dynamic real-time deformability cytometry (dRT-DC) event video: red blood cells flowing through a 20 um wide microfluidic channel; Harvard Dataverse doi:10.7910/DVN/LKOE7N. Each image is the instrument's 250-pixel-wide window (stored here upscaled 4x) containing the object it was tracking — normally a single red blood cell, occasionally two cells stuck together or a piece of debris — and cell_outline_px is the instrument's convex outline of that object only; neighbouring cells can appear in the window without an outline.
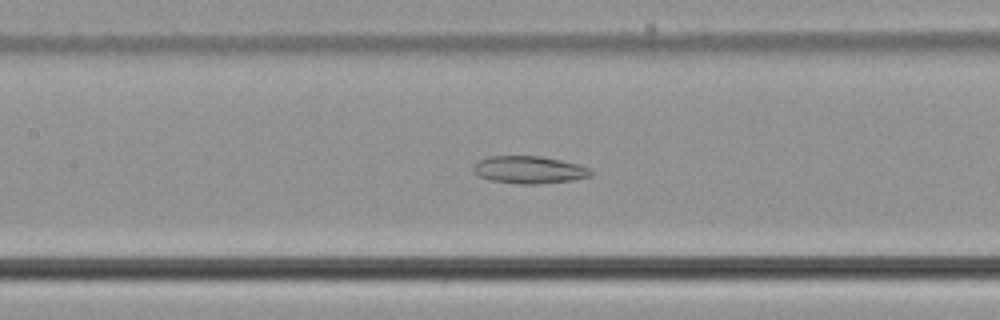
{"species": "common noctule bat (a hibernating species)", "species_latin": "Nyctalus noctula", "temperature_condition": "cold", "stored_images_in_passage": 52, "camera_frame_rate_fps": 3000, "um_per_image_px": 0.085, "animal": {"sex": "male", "body_mass_g": 21.5, "forearm_length_mm": 52.0}, "frame": {"image": 1, "passage_image": 23, "time_ms": 7.333, "image_size_px": [1000, 320], "cell_outline_px": [[592, 176], [572, 180], [536, 184], [516, 184], [488, 180], [480, 176], [472, 168], [480, 160], [488, 156], [540, 156], [580, 164], [588, 168], [592, 172]], "centroid_in_image_um": [44.99, 14.43], "position_along_channel_um": 162.4, "area_um2": 18.73}}
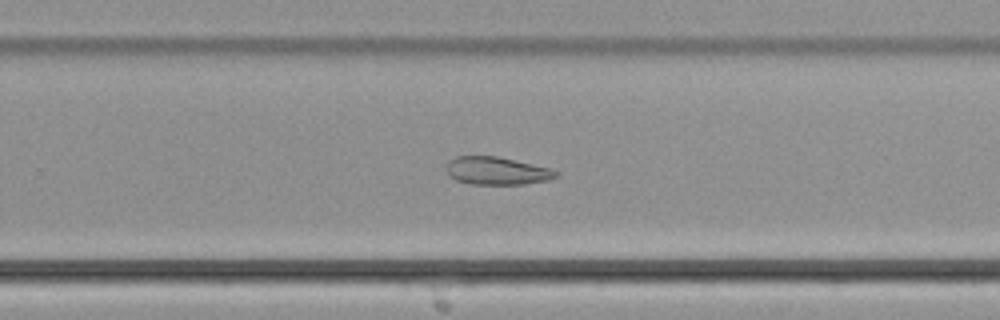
{"frame": {"image": 2, "passage_image": 33, "time_ms": 10.667, "image_size_px": [1000, 320], "cell_outline_px": [[560, 176], [548, 180], [524, 184], [468, 184], [456, 180], [448, 176], [448, 164], [456, 156], [496, 156], [532, 164], [548, 168], [560, 172]], "centroid_in_image_um": [42.26, 14.53], "position_along_channel_um": 287.5, "area_um2": 17.63}}
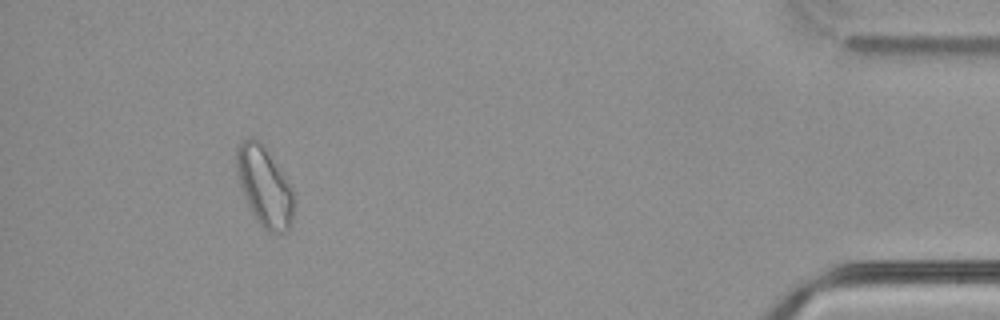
{"frame": {"image": 3, "passage_image": 48, "time_ms": 15.667, "image_size_px": [1000, 320], "cell_outline_px": [[292, 220], [288, 232], [268, 232], [256, 220], [244, 196], [236, 172], [236, 148], [240, 140], [248, 136], [252, 136], [260, 140], [288, 184], [292, 192]], "centroid_in_image_um": [22.42, 15.81], "position_along_channel_um": 412.8, "area_um2": 26.07}}